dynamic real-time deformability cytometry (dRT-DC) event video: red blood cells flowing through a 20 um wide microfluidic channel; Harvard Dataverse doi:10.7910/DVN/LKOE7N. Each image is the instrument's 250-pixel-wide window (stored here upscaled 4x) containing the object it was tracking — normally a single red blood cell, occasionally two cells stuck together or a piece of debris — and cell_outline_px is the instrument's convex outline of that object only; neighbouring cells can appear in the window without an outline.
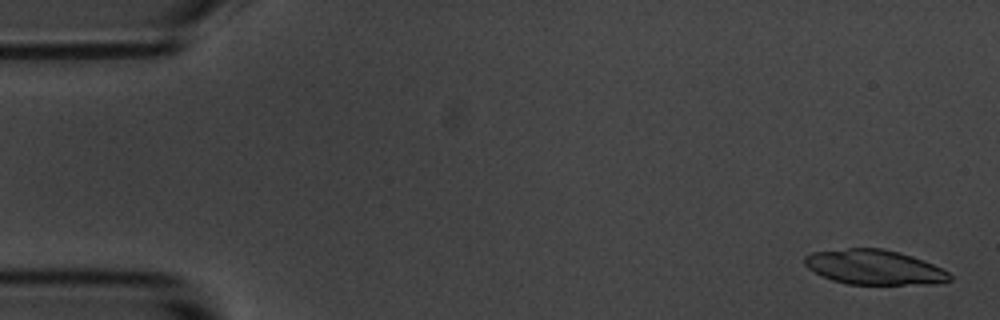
{"species": "common noctule bat (a hibernating species)", "species_latin": "Nyctalus noctula", "temperature_condition": "room temperature", "stored_images_in_passage": 6, "camera_frame_rate_fps": 3000, "um_per_image_px": 0.085, "animal": {"sex": "male", "body_mass_g": 20.1, "forearm_length_mm": 53.5}, "frame": {"image": 1, "passage_image": 1, "time_ms": 0.0, "image_size_px": [1000, 320], "cell_outline_px": [[952, 280], [936, 284], [848, 284], [832, 280], [820, 276], [808, 268], [804, 264], [804, 256], [812, 252], [848, 248], [880, 248], [900, 252], [912, 256], [932, 264], [948, 272], [952, 276]], "centroid_in_image_um": [74.29, 22.71], "position_along_channel_um": 10.7, "area_um2": 29.48}}